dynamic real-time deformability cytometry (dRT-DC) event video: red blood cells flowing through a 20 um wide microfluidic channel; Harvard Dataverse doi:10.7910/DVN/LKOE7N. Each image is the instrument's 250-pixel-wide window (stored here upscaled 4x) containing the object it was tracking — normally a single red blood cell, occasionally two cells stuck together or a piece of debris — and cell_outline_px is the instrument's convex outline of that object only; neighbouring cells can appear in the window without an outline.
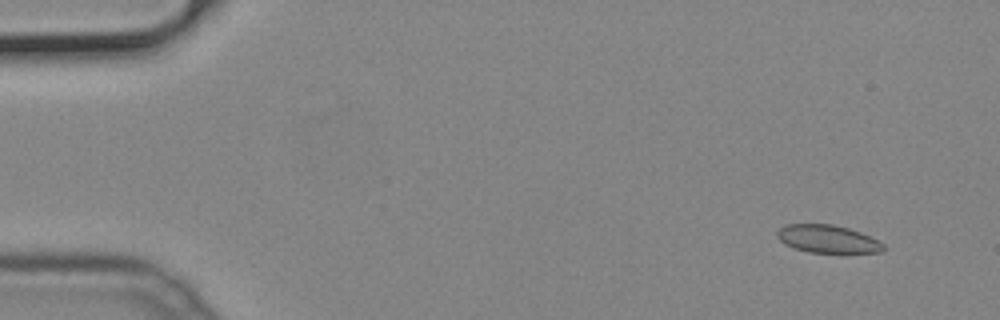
{"species": "common noctule bat (a hibernating species)", "species_latin": "Nyctalus noctula", "temperature_condition": "cold", "stored_images_in_passage": 51, "camera_frame_rate_fps": 3000, "um_per_image_px": 0.085, "animal": {"sex": "male", "body_mass_g": 19.2, "forearm_length_mm": 51.8}, "frame": {"image": 1, "passage_image": 4, "time_ms": 1.0, "image_size_px": [1000, 320], "cell_outline_px": [[884, 248], [880, 252], [808, 252], [784, 244], [776, 236], [776, 232], [784, 224], [832, 224], [848, 228], [860, 232], [884, 244]], "centroid_in_image_um": [70.29, 20.3], "position_along_channel_um": 14.7, "area_um2": 16.99}}
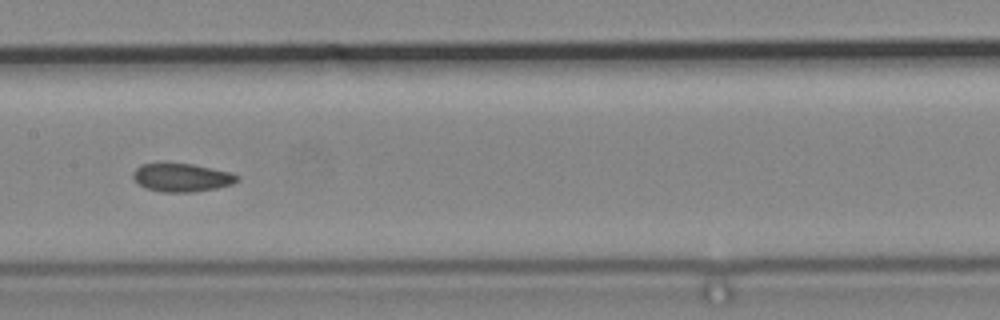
{"frame": {"image": 2, "passage_image": 26, "time_ms": 8.333, "image_size_px": [1000, 320], "cell_outline_px": [[240, 180], [232, 184], [216, 188], [192, 192], [164, 192], [144, 188], [132, 176], [132, 172], [140, 164], [192, 164], [228, 172], [240, 176]], "centroid_in_image_um": [15.45, 15.1], "position_along_channel_um": 192.0, "area_um2": 16.94}}
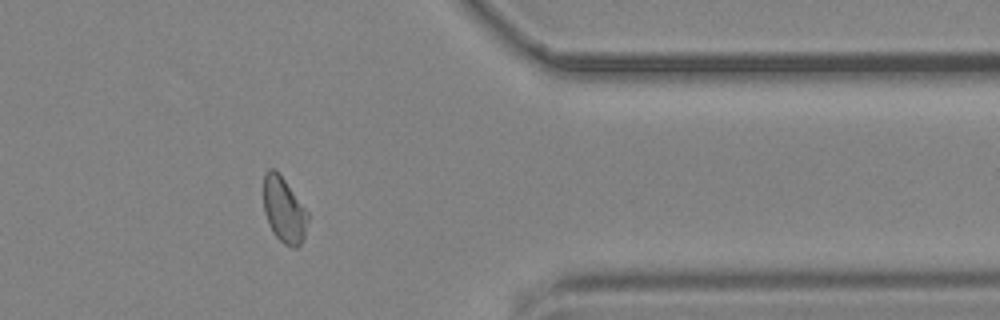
{"frame": {"image": 3, "passage_image": 42, "time_ms": 13.667, "image_size_px": [1000, 320], "cell_outline_px": [[308, 220], [304, 236], [300, 244], [296, 248], [292, 248], [284, 244], [272, 232], [268, 224], [264, 212], [264, 172], [268, 168], [276, 168], [308, 212]], "centroid_in_image_um": [24.12, 17.83], "position_along_channel_um": 387.3, "area_um2": 16.99}}